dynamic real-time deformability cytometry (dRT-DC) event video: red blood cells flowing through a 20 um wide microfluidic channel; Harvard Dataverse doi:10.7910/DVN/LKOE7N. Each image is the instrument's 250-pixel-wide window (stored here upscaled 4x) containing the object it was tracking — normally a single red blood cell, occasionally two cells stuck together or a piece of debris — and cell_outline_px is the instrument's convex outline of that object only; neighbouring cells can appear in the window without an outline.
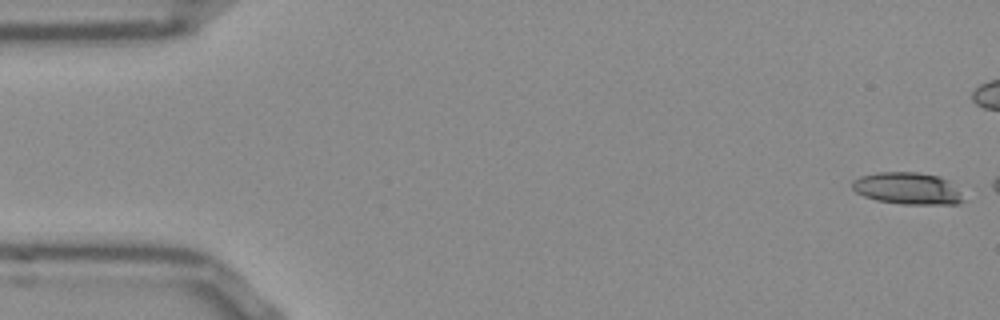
{"species": "Egyptian fruit bat (a non-hibernating species)", "species_latin": "Rousettus aegyptiacus", "temperature_condition": "room temperature", "stored_images_in_passage": 7, "camera_frame_rate_fps": 3000, "um_per_image_px": 0.085, "frame": {"image": 1, "passage_image": 1, "time_ms": 0.0, "image_size_px": [1000, 320], "cell_outline_px": [[964, 200], [956, 204], [900, 204], [876, 200], [864, 196], [856, 192], [852, 188], [852, 180], [860, 176], [876, 172], [916, 172], [940, 176], [948, 180]], "centroid_in_image_um": [77.08, 16.01], "position_along_channel_um": 7.9, "area_um2": 20.58}}